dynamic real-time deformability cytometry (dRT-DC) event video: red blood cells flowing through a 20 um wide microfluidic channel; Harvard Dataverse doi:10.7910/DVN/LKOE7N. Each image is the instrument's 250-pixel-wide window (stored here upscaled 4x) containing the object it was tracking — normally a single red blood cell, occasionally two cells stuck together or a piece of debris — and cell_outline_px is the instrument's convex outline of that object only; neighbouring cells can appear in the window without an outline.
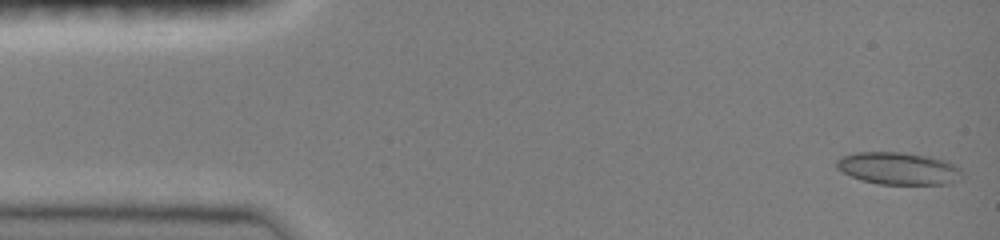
{"species": "common noctule bat (a hibernating species)", "species_latin": "Nyctalus noctula", "temperature_condition": "room temperature", "stored_images_in_passage": 41, "camera_frame_rate_fps": 3000, "um_per_image_px": 0.085, "animal": {"sex": "female", "body_mass_g": 19.0, "forearm_length_mm": 51.5}, "frame": {"image": 1, "passage_image": 1, "time_ms": 0.0, "image_size_px": [1000, 240], "cell_outline_px": [[960, 172], [948, 184], [880, 184], [864, 180], [852, 176], [836, 168], [836, 160], [840, 156], [856, 152], [900, 152], [932, 156], [948, 160], [956, 164], [960, 168]], "centroid_in_image_um": [76.33, 14.29], "position_along_channel_um": 8.7, "area_um2": 23.47}}
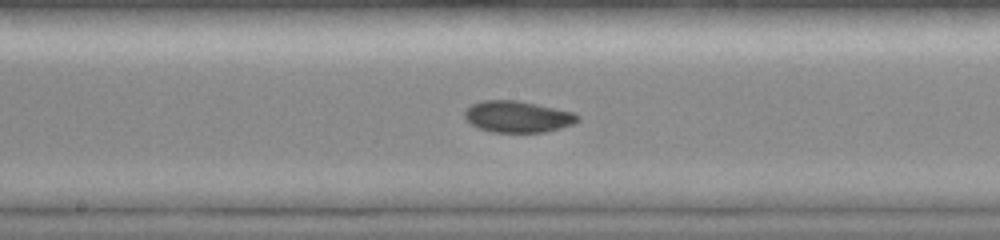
{"frame": {"image": 2, "passage_image": 24, "time_ms": 7.667, "image_size_px": [1000, 240], "cell_outline_px": [[580, 120], [572, 124], [560, 128], [544, 132], [492, 132], [476, 128], [464, 116], [464, 112], [472, 104], [480, 100], [516, 100], [576, 112], [580, 116]], "centroid_in_image_um": [44.01, 9.91], "position_along_channel_um": 204.2, "area_um2": 20.81}}
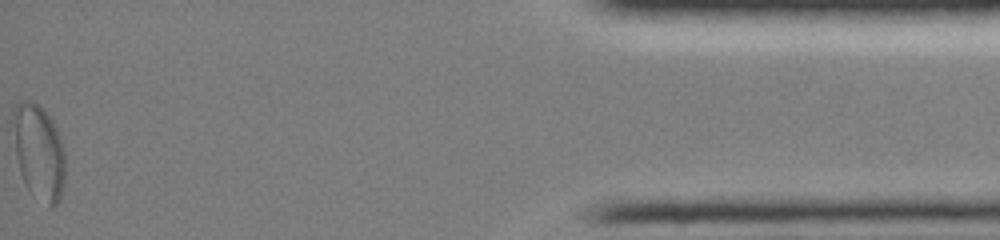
{"frame": {"image": 3, "passage_image": 41, "time_ms": 13.333, "image_size_px": [1000, 240], "cell_outline_px": [[64, 184], [60, 200], [52, 208], [48, 208], [28, 192], [24, 184], [20, 172], [16, 156], [12, 116], [12, 112], [16, 104], [20, 100], [32, 100], [52, 120], [56, 128], [64, 152]], "centroid_in_image_um": [3.28, 12.99], "position_along_channel_um": 431.9, "area_um2": 29.19}, "authors_computed_cell_mechanics": {"area_um2": 20.8658, "velocity_mm_per_s": 4.0357, "shape_relaxation_time_tau1_ms": 9.3516, "shape_relaxation_time_tau2_ms": 2.8233, "deformation_change_tau1": 0.1464, "deformation_change_tau2": 0.0501}}